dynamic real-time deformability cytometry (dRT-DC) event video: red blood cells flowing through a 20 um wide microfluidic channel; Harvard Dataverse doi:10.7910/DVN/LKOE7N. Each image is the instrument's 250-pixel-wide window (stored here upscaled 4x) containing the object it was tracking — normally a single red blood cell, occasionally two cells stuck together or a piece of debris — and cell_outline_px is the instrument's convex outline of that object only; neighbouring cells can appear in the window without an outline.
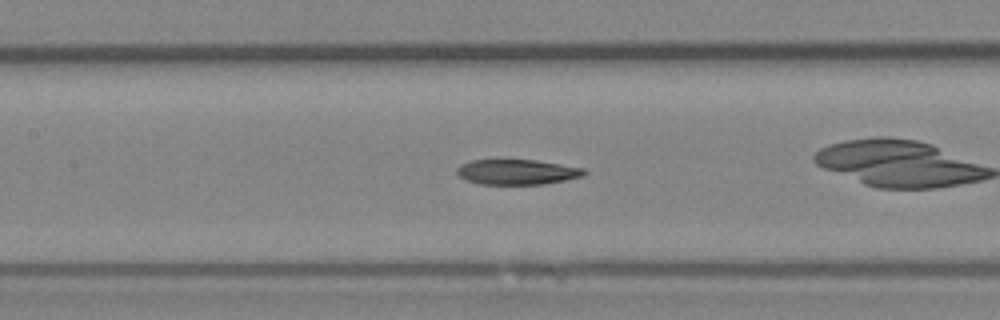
{"species": "Egyptian fruit bat (a non-hibernating species)", "species_latin": "Rousettus aegyptiacus", "temperature_condition": "room temperature", "stored_images_in_passage": 36, "camera_frame_rate_fps": 3000, "um_per_image_px": 0.085, "animal": {"sex": "female"}, "frame": {"image": 1, "passage_image": 21, "time_ms": 6.667, "image_size_px": [1000, 320], "cell_outline_px": [[588, 172], [584, 176], [568, 180], [544, 184], [480, 184], [464, 180], [456, 172], [456, 168], [460, 164], [472, 160], [536, 160], [584, 168]], "centroid_in_image_um": [43.96, 14.62], "position_along_channel_um": 163.4, "area_um2": 18.84}, "authors_computed_cell_mechanics": {"area_um2": 20.4323, "velocity_mm_per_s": 4.0541, "shape_relaxation_time_tau1_ms": null, "shape_relaxation_time_tau2_ms": 7.76, "deformation_change_tau1": null, "deformation_change_tau2": 0.1626}}